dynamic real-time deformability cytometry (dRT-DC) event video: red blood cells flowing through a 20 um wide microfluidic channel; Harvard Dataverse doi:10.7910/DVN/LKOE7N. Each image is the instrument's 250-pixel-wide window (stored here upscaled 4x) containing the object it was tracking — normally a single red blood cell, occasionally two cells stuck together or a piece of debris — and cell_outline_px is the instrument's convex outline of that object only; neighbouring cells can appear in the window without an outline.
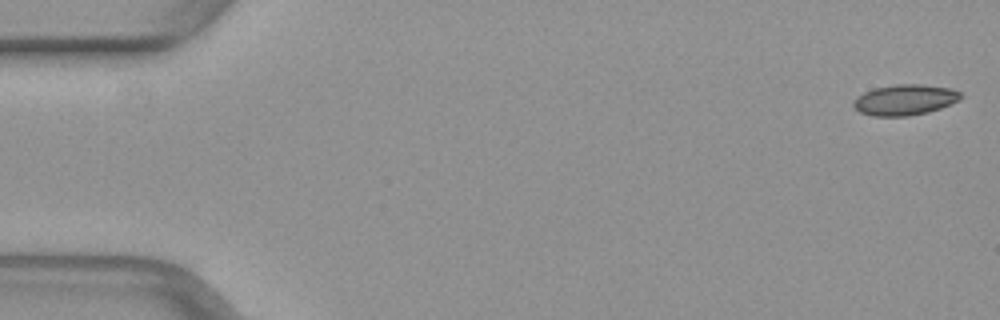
{"species": "common noctule bat (a hibernating species)", "species_latin": "Nyctalus noctula", "temperature_condition": "warm", "stored_images_in_passage": 48, "camera_frame_rate_fps": 3000, "um_per_image_px": 0.085, "animal": {"sex": "female", "body_mass_g": 29.2, "forearm_length_mm": 56.3}, "frame": {"image": 1, "passage_image": 1, "time_ms": 0.0, "image_size_px": [1000, 320], "cell_outline_px": [[964, 96], [960, 100], [940, 108], [928, 112], [908, 116], [876, 116], [860, 112], [852, 104], [852, 100], [856, 96], [864, 92], [876, 88], [892, 84], [920, 84], [952, 88], [960, 92]], "centroid_in_image_um": [76.92, 8.47], "position_along_channel_um": 8.1, "area_um2": 19.31}}
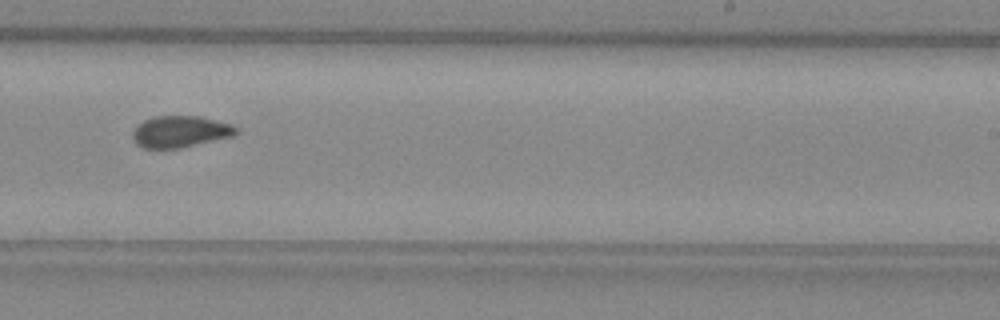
{"frame": {"image": 2, "passage_image": 31, "time_ms": 10.0, "image_size_px": [1000, 320], "cell_outline_px": [[240, 132], [236, 136], [180, 148], [144, 148], [136, 144], [132, 136], [132, 132], [136, 124], [152, 116], [200, 116], [232, 124], [240, 128]], "centroid_in_image_um": [15.36, 11.18], "position_along_channel_um": 273.6, "area_um2": 19.48}}
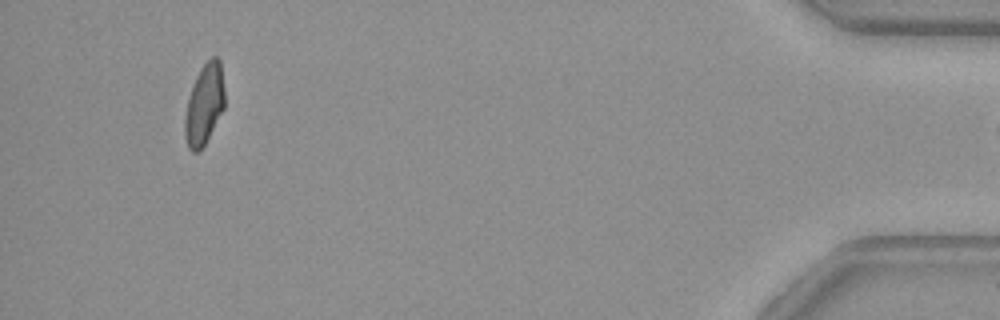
{"frame": {"image": 3, "passage_image": 47, "time_ms": 15.333, "image_size_px": [1000, 320], "cell_outline_px": [[224, 108], [200, 152], [192, 152], [188, 148], [184, 132], [184, 116], [188, 100], [196, 76], [200, 68], [212, 56], [216, 56], [220, 60], [224, 88]], "centroid_in_image_um": [17.36, 8.88], "position_along_channel_um": 417.8, "area_um2": 18.61}}